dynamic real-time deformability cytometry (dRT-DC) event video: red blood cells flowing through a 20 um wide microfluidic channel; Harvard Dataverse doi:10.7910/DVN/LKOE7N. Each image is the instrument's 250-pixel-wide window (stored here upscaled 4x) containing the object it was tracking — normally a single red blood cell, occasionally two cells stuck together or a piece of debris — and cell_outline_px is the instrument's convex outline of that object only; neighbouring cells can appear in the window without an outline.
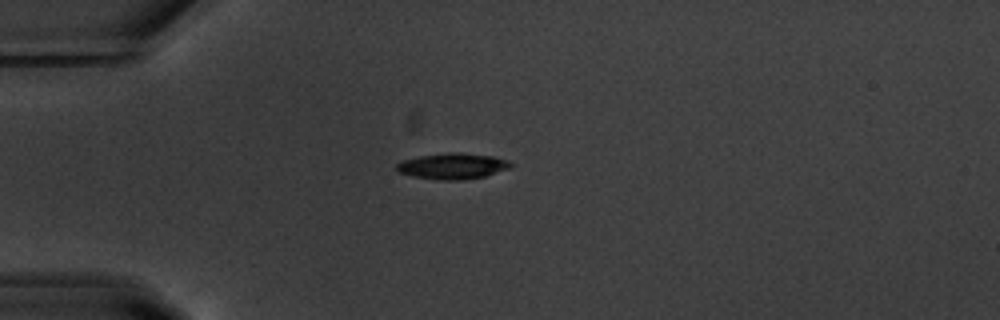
{"species": "common noctule bat (a hibernating species)", "species_latin": "Nyctalus noctula", "temperature_condition": "warm", "stored_images_in_passage": 41, "camera_frame_rate_fps": 3000, "um_per_image_px": 0.085, "animal": {"sex": "male", "body_mass_g": 20.1, "forearm_length_mm": 53.5}, "frame": {"image": 1, "passage_image": 1, "time_ms": 0.0, "image_size_px": [1000, 320], "cell_outline_px": [[512, 168], [484, 176], [464, 180], [440, 180], [412, 176], [396, 172], [396, 164], [404, 160], [420, 156], [452, 152], [460, 152], [492, 156], [508, 160], [512, 164]], "centroid_in_image_um": [38.48, 14.12], "position_along_channel_um": 46.5, "area_um2": 17.28}}
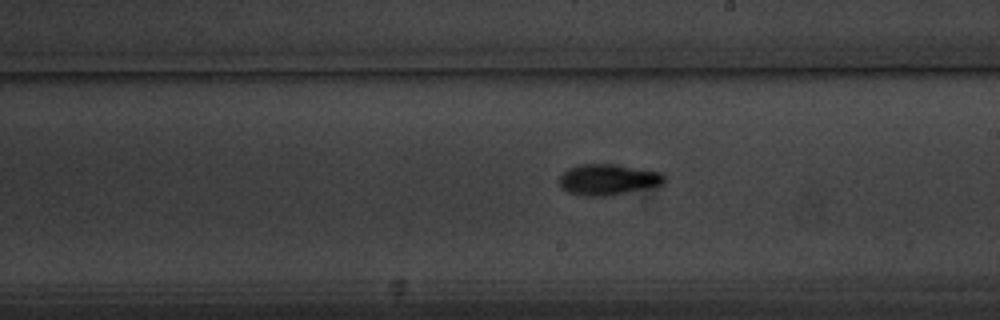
{"frame": {"image": 2, "passage_image": 18, "time_ms": 5.667, "image_size_px": [1000, 320], "cell_outline_px": [[664, 184], [612, 196], [584, 196], [568, 192], [560, 188], [556, 180], [568, 168], [576, 164], [616, 164], [660, 172], [664, 176]], "centroid_in_image_um": [51.62, 15.27], "position_along_channel_um": 237.4, "area_um2": 19.25}}
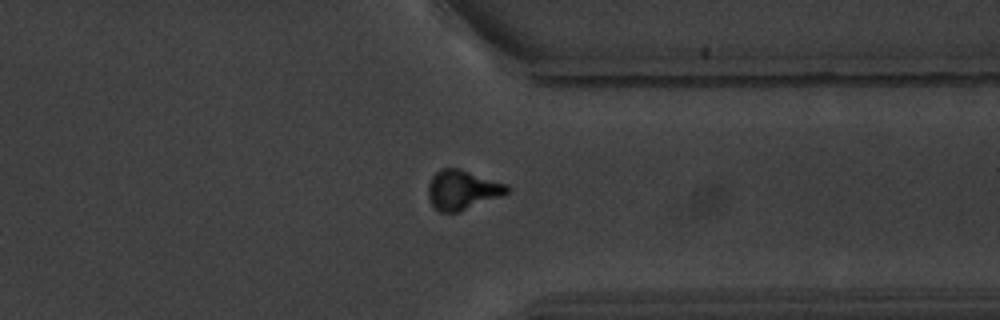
{"frame": {"image": 3, "passage_image": 29, "time_ms": 9.333, "image_size_px": [1000, 320], "cell_outline_px": [[512, 192], [504, 196], [460, 212], [440, 212], [432, 204], [428, 196], [428, 184], [432, 176], [440, 168], [460, 168], [508, 184]], "centroid_in_image_um": [39.36, 16.14], "position_along_channel_um": 372.0, "area_um2": 18.61}, "authors_computed_cell_mechanics": {"area_um2": 17.5134, "velocity_mm_per_s": 3.7134, "shape_relaxation_time_tau1_ms": 2.7847, "shape_relaxation_time_tau2_ms": 8.818, "deformation_change_tau1": 0.1506, "deformation_change_tau2": 0.17}}